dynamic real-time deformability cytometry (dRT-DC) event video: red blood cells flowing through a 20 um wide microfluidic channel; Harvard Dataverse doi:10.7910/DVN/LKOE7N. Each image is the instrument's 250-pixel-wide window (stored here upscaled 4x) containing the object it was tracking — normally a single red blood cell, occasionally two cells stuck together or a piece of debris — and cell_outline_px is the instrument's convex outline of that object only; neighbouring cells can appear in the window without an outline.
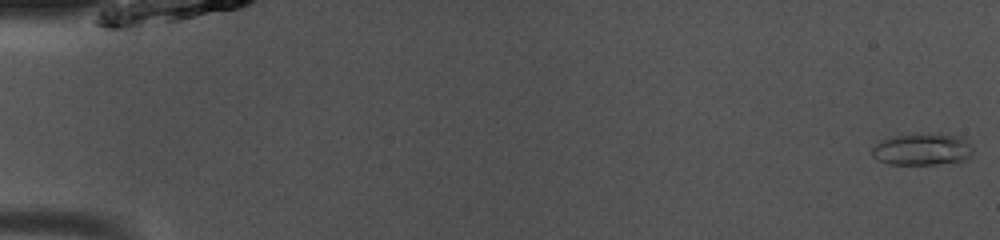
{"species": "common noctule bat (a hibernating species)", "species_latin": "Nyctalus noctula", "temperature_condition": "room temperature", "stored_images_in_passage": 50, "camera_frame_rate_fps": 3000, "um_per_image_px": 0.085, "animal": {"sex": "male", "body_mass_g": 13.0, "forearm_length_mm": 53.1}, "frame": {"image": 1, "passage_image": 1, "time_ms": 0.0, "image_size_px": [1000, 240], "cell_outline_px": [[972, 152], [964, 160], [956, 164], [888, 164], [872, 156], [872, 148], [876, 144], [884, 140], [900, 136], [924, 132], [940, 132], [960, 136], [972, 144]], "centroid_in_image_um": [78.48, 12.68], "position_along_channel_um": 6.5, "area_um2": 19.07}}
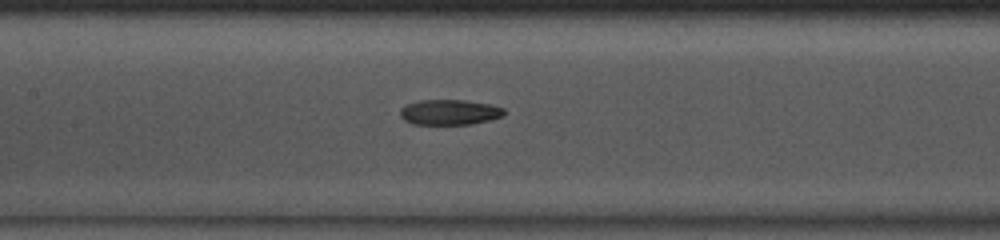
{"frame": {"image": 2, "passage_image": 24, "time_ms": 7.667, "image_size_px": [1000, 240], "cell_outline_px": [[504, 116], [492, 120], [472, 124], [412, 124], [404, 120], [400, 116], [400, 108], [408, 104], [420, 100], [464, 100], [488, 104], [504, 108]], "centroid_in_image_um": [38.22, 9.54], "position_along_channel_um": 169.2, "area_um2": 15.37}}
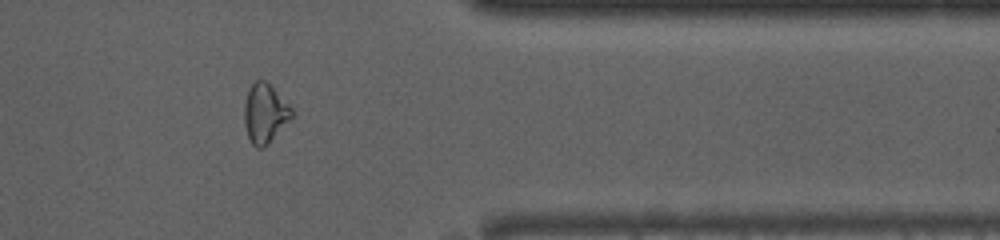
{"frame": {"image": 3, "passage_image": 41, "time_ms": 13.333, "image_size_px": [1000, 240], "cell_outline_px": [[292, 116], [268, 144], [264, 148], [256, 148], [252, 144], [248, 136], [244, 124], [244, 104], [248, 88], [256, 80], [264, 80], [292, 108]], "centroid_in_image_um": [22.48, 9.65], "position_along_channel_um": 388.9, "area_um2": 16.07}, "authors_computed_cell_mechanics": {"area_um2": 16.4441, "velocity_mm_per_s": 4.0741, "shape_relaxation_time_tau1_ms": null, "shape_relaxation_time_tau2_ms": 7.7375, "deformation_change_tau1": null, "deformation_change_tau2": 0.1338}}